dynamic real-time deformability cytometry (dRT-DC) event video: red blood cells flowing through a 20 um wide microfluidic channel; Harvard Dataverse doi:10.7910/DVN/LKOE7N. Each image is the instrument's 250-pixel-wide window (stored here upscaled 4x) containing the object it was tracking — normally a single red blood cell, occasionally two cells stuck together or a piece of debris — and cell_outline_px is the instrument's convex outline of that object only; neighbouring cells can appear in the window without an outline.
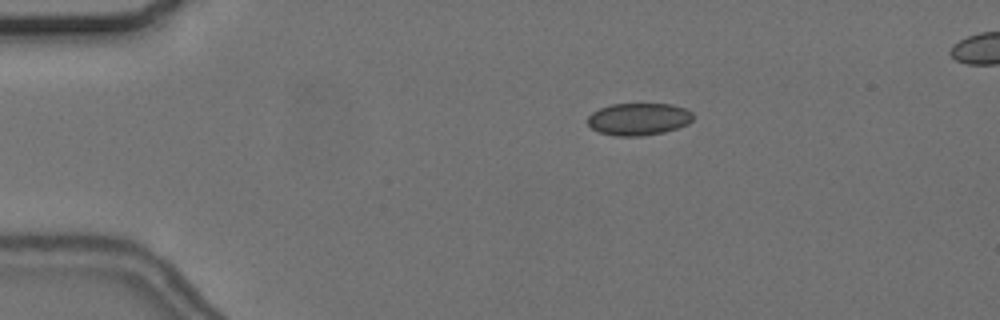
{"species": "common noctule bat (a hibernating species)", "species_latin": "Nyctalus noctula", "temperature_condition": "cold", "stored_images_in_passage": 57, "camera_frame_rate_fps": 3000, "um_per_image_px": 0.085, "animal": {"sex": "female", "body_mass_g": 24.6, "forearm_length_mm": 56.2}, "frame": {"image": 1, "passage_image": 11, "time_ms": 3.333, "image_size_px": [1000, 320], "cell_outline_px": [[692, 120], [688, 124], [664, 132], [640, 136], [616, 136], [600, 132], [592, 128], [588, 124], [588, 116], [592, 112], [600, 108], [612, 104], [672, 104], [688, 108], [692, 112]], "centroid_in_image_um": [54.3, 10.11], "position_along_channel_um": 30.7, "area_um2": 19.83}}
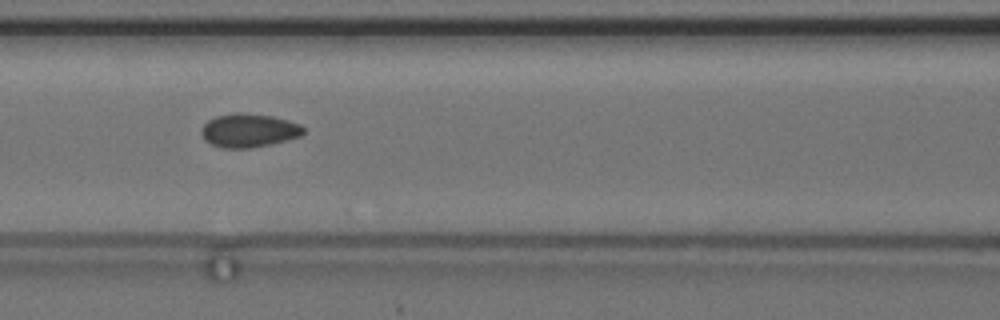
{"frame": {"image": 2, "passage_image": 25, "time_ms": 8.0, "image_size_px": [1000, 320], "cell_outline_px": [[304, 132], [300, 136], [288, 140], [272, 144], [252, 148], [224, 148], [212, 144], [204, 140], [200, 132], [200, 128], [208, 120], [216, 116], [236, 112], [240, 112], [272, 116], [288, 120], [300, 124], [304, 128]], "centroid_in_image_um": [21.14, 11.09], "position_along_channel_um": 145.5, "area_um2": 20.17}}
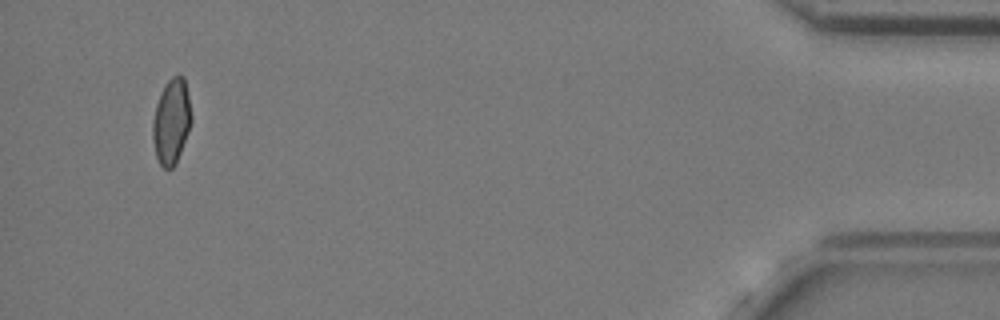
{"frame": {"image": 3, "passage_image": 54, "time_ms": 17.667, "image_size_px": [1000, 320], "cell_outline_px": [[192, 120], [188, 132], [176, 164], [172, 168], [164, 168], [160, 164], [156, 156], [152, 140], [152, 120], [156, 104], [160, 92], [164, 84], [172, 76], [184, 76], [192, 116]], "centroid_in_image_um": [14.55, 10.32], "position_along_channel_um": 420.6, "area_um2": 19.31}}